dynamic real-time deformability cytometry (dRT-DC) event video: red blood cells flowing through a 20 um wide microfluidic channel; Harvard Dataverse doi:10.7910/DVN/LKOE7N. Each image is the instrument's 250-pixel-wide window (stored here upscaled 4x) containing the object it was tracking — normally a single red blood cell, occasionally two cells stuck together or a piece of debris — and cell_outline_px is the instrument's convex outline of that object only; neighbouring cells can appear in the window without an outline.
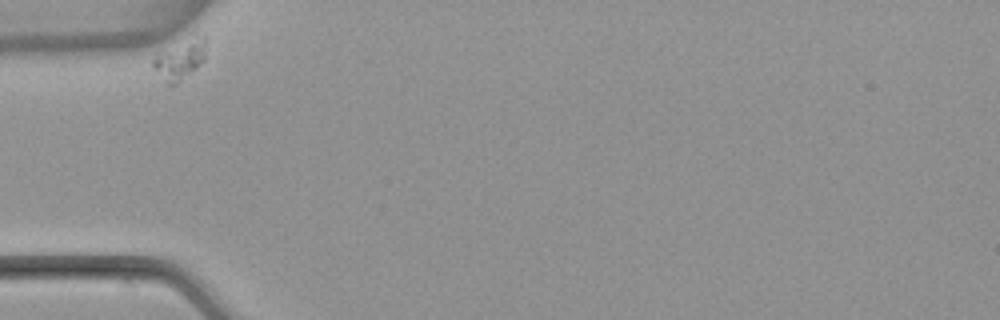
{"species": "common noctule bat (a hibernating species)", "species_latin": "Nyctalus noctula", "temperature_condition": "warm", "stored_images_in_passage": 1, "camera_frame_rate_fps": 3000, "um_per_image_px": 0.085, "animal": {"sex": "female", "body_mass_g": 22.7, "forearm_length_mm": 54.2}, "frame": {"image": 1, "passage_image": 1, "time_ms": 0.0, "image_size_px": [1000, 320], "cell_outline_px": [[204, 60], [196, 68], [176, 84], [168, 84], [152, 64], [152, 60], [156, 56], [204, 36]], "centroid_in_image_um": [15.3, 5.19], "position_along_channel_um": 69.7, "area_um2": 10.46}}